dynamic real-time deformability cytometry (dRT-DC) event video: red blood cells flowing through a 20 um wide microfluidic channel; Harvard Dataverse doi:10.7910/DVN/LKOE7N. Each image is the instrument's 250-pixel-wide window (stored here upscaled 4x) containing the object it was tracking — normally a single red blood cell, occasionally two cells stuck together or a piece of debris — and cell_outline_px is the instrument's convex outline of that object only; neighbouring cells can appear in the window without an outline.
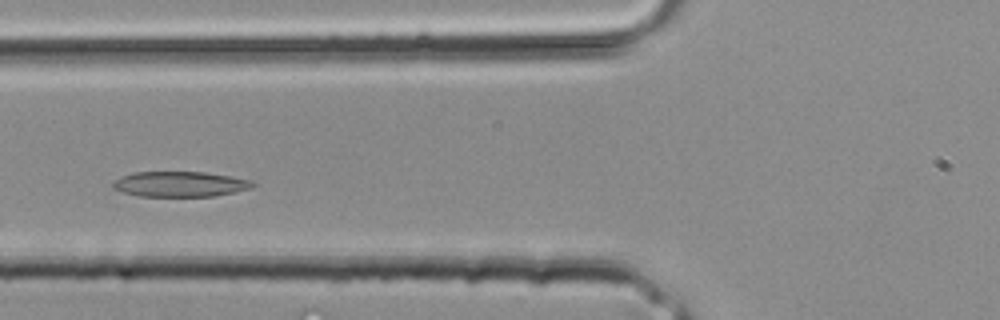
{"species": "common noctule bat (a hibernating species)", "species_latin": "Nyctalus noctula", "temperature_condition": "room temperature", "stored_images_in_passage": 30, "camera_frame_rate_fps": 3000, "um_per_image_px": 0.085, "animal": {"sex": "male", "body_mass_g": 20.4}, "frame": {"image": 1, "passage_image": 9, "time_ms": 2.667, "image_size_px": [1000, 320], "cell_outline_px": [[256, 184], [252, 188], [236, 192], [212, 196], [140, 196], [124, 192], [112, 188], [112, 184], [120, 176], [132, 172], [204, 172], [252, 180]], "centroid_in_image_um": [15.31, 15.65], "position_along_channel_um": 110.5, "area_um2": 20.58}}
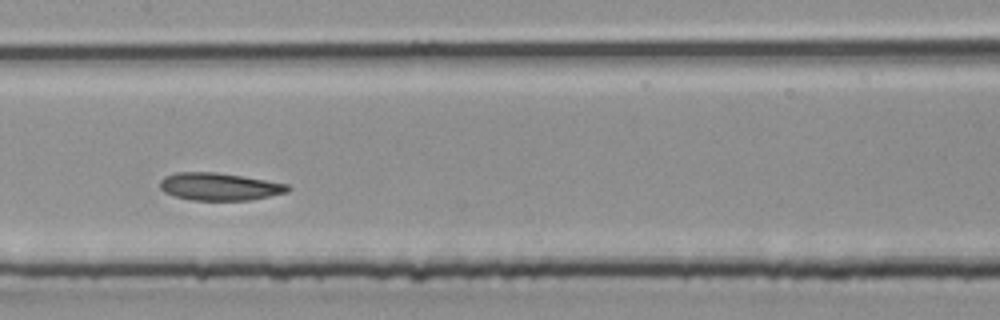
{"frame": {"image": 2, "passage_image": 13, "time_ms": 4.0, "image_size_px": [1000, 320], "cell_outline_px": [[292, 188], [288, 192], [248, 200], [192, 200], [176, 196], [164, 192], [160, 188], [160, 180], [164, 176], [176, 172], [216, 172], [288, 184]], "centroid_in_image_um": [18.63, 15.86], "position_along_channel_um": 188.8, "area_um2": 20.35}}
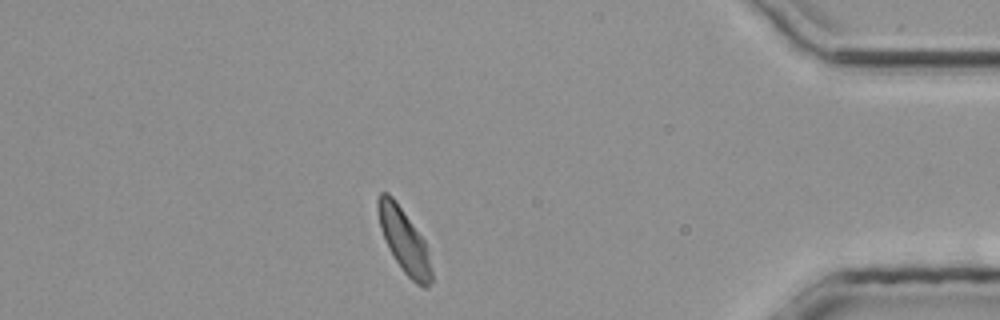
{"frame": {"image": 3, "passage_image": 26, "time_ms": 8.333, "image_size_px": [1000, 320], "cell_outline_px": [[432, 280], [428, 288], [424, 288], [416, 284], [404, 272], [388, 248], [380, 228], [376, 208], [376, 200], [380, 192], [388, 192], [392, 196], [424, 240], [428, 248], [432, 272]], "centroid_in_image_um": [34.34, 20.46], "position_along_channel_um": 400.9, "area_um2": 19.94}}